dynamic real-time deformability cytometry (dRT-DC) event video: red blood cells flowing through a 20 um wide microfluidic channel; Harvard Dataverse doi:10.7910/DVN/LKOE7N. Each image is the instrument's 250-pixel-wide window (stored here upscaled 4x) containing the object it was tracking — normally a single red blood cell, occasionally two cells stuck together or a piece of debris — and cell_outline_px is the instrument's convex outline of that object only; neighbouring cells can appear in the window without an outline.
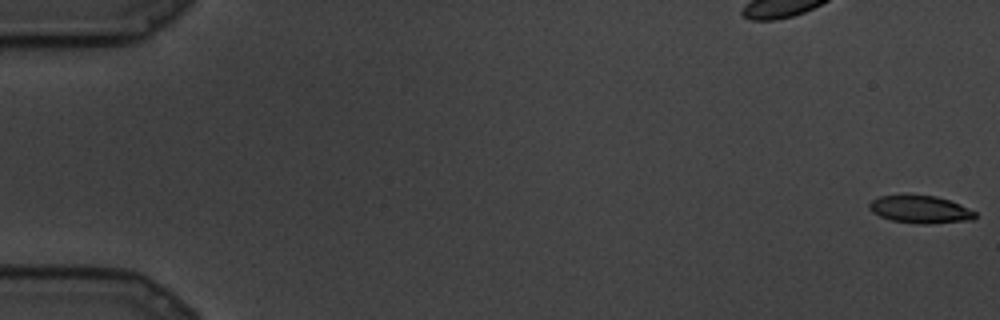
{"species": "common noctule bat (a hibernating species)", "species_latin": "Nyctalus noctula", "temperature_condition": "cold", "stored_images_in_passage": 89, "camera_frame_rate_fps": 3000, "um_per_image_px": 0.085, "animal": {"sex": "male", "body_mass_g": 19.5, "forearm_length_mm": 54.6}, "frame": {"image": 1, "passage_image": 1, "time_ms": 0.0, "image_size_px": [1000, 320], "cell_outline_px": [[976, 216], [972, 220], [928, 224], [916, 224], [892, 220], [880, 216], [872, 212], [868, 208], [868, 204], [872, 200], [880, 196], [936, 196], [960, 204], [976, 212]], "centroid_in_image_um": [78.23, 17.82], "position_along_channel_um": 6.8, "area_um2": 16.82}}
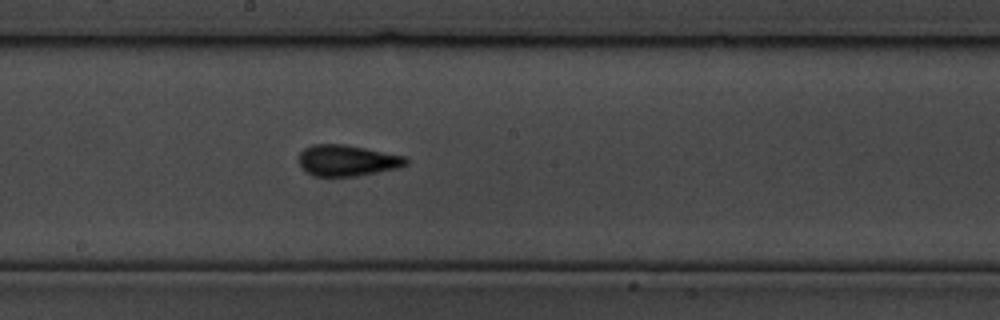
{"frame": {"image": 2, "passage_image": 49, "time_ms": 16.0, "image_size_px": [1000, 320], "cell_outline_px": [[408, 164], [396, 168], [356, 176], [316, 176], [300, 168], [300, 152], [304, 148], [312, 144], [340, 144], [364, 148], [404, 156], [408, 160]], "centroid_in_image_um": [29.48, 13.64], "position_along_channel_um": 218.7, "area_um2": 19.13}}
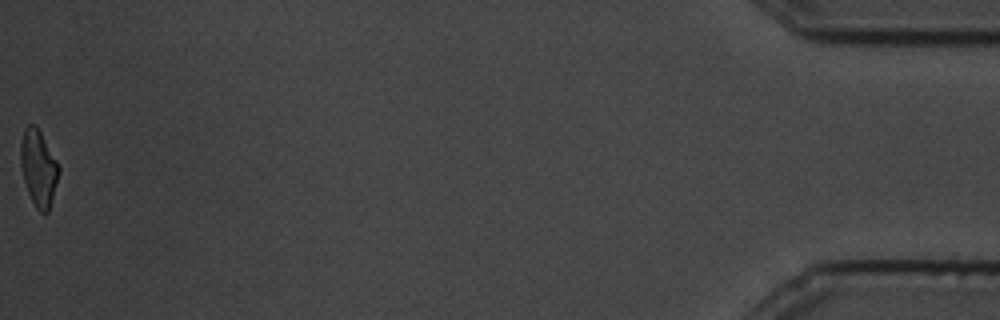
{"frame": {"image": 3, "passage_image": 89, "time_ms": 29.333, "image_size_px": [1000, 320], "cell_outline_px": [[60, 172], [48, 212], [44, 216], [36, 208], [28, 192], [20, 168], [20, 144], [24, 128], [28, 124], [36, 124], [56, 160], [60, 168]], "centroid_in_image_um": [3.26, 14.28], "position_along_channel_um": 431.9, "area_um2": 17.05}}